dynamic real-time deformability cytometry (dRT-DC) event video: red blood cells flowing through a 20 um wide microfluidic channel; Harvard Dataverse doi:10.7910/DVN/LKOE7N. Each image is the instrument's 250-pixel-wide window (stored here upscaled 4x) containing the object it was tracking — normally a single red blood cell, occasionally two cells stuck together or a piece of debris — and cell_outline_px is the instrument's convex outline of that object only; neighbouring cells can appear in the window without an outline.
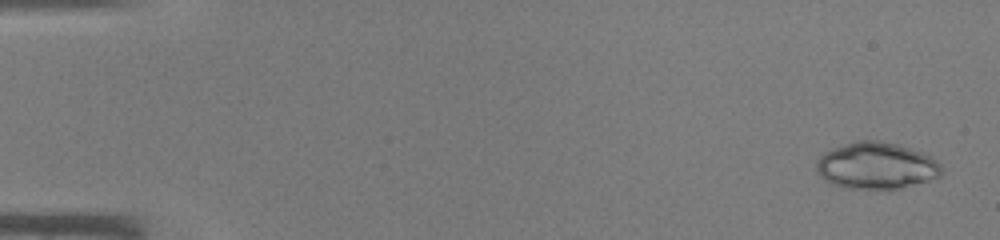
{"species": "common noctule bat (a hibernating species)", "species_latin": "Nyctalus noctula", "temperature_condition": "warm", "stored_images_in_passage": 45, "camera_frame_rate_fps": 3000, "um_per_image_px": 0.085, "animal": {"sex": "male", "body_mass_g": 19.0, "forearm_length_mm": 50.8}, "frame": {"image": 1, "passage_image": 2, "time_ms": 0.333, "image_size_px": [1000, 240], "cell_outline_px": [[940, 176], [928, 180], [900, 188], [844, 188], [832, 184], [824, 180], [816, 172], [816, 164], [820, 156], [824, 152], [832, 148], [856, 140], [880, 140], [896, 144], [932, 156], [940, 164]], "centroid_in_image_um": [74.44, 14.07], "position_along_channel_um": 10.6, "area_um2": 33.87}}
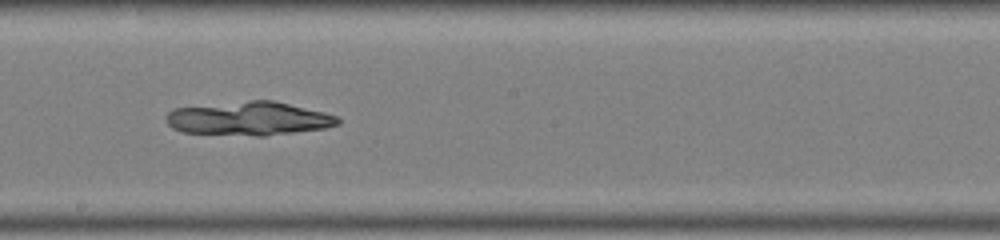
{"frame": {"image": 2, "passage_image": 26, "time_ms": 8.333, "image_size_px": [1000, 240], "cell_outline_px": [[340, 124], [324, 128], [264, 136], [256, 136], [184, 132], [172, 128], [168, 124], [164, 116], [168, 112], [176, 108], [248, 100], [272, 100], [324, 112], [336, 116], [340, 120]], "centroid_in_image_um": [21.14, 10.08], "position_along_channel_um": 227.1, "area_um2": 33.52}}
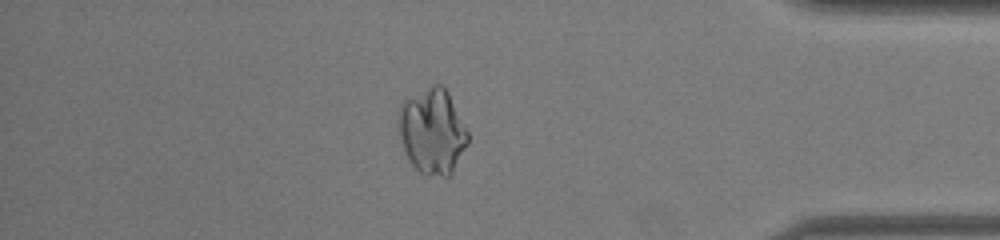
{"frame": {"image": 3, "passage_image": 39, "time_ms": 12.667, "image_size_px": [1000, 240], "cell_outline_px": [[468, 144], [452, 176], [424, 176], [408, 160], [404, 152], [400, 140], [396, 124], [396, 116], [400, 104], [404, 100], [432, 84], [440, 84], [448, 92], [468, 132]], "centroid_in_image_um": [36.72, 11.19], "position_along_channel_um": 398.5, "area_um2": 35.2}}